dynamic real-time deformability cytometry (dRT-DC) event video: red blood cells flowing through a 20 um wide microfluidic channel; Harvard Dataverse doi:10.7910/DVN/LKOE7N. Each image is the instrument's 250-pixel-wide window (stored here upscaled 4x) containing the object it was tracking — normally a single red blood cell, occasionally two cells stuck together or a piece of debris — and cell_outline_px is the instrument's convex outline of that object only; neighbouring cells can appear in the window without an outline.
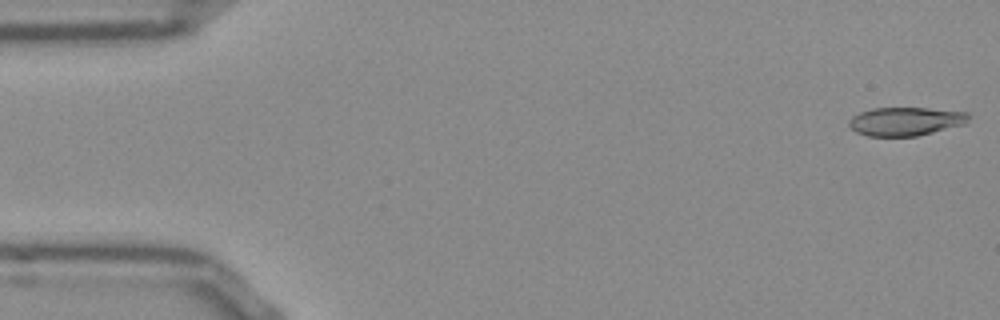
{"species": "Egyptian fruit bat (a non-hibernating species)", "species_latin": "Rousettus aegyptiacus", "temperature_condition": "room temperature", "stored_images_in_passage": 52, "camera_frame_rate_fps": 3000, "um_per_image_px": 0.085, "frame": {"image": 1, "passage_image": 1, "time_ms": 0.0, "image_size_px": [1000, 320], "cell_outline_px": [[972, 116], [964, 124], [916, 136], [868, 136], [856, 132], [848, 124], [848, 120], [852, 116], [860, 112], [872, 108], [928, 108], [968, 112]], "centroid_in_image_um": [76.97, 10.31], "position_along_channel_um": 8.0, "area_um2": 19.88}}
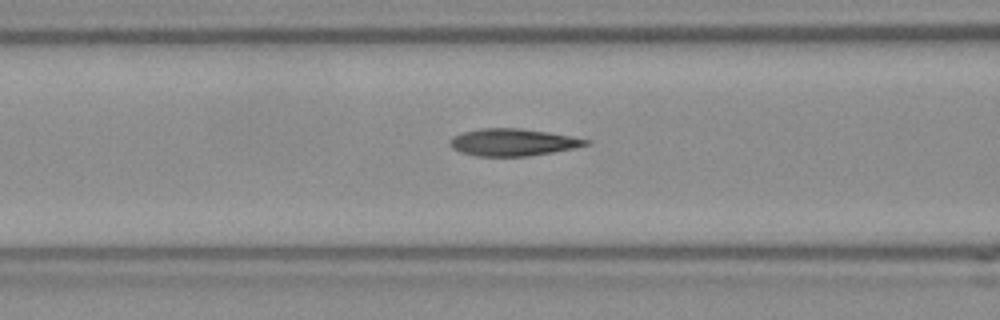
{"frame": {"image": 2, "passage_image": 20, "time_ms": 6.333, "image_size_px": [1000, 320], "cell_outline_px": [[592, 140], [588, 144], [572, 148], [552, 152], [528, 156], [476, 156], [460, 152], [452, 148], [448, 144], [448, 140], [452, 136], [464, 132], [480, 128], [520, 128], [548, 132]], "centroid_in_image_um": [43.53, 12.09], "position_along_channel_um": 123.1, "area_um2": 21.5}}
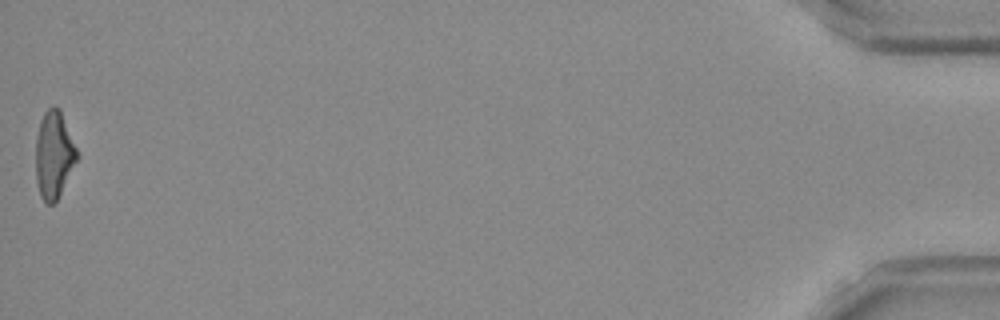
{"frame": {"image": 3, "passage_image": 52, "time_ms": 17.0, "image_size_px": [1000, 320], "cell_outline_px": [[80, 156], [56, 200], [52, 204], [48, 204], [40, 196], [36, 180], [36, 136], [40, 120], [44, 112], [52, 104], [60, 108]], "centroid_in_image_um": [4.59, 13.11], "position_along_channel_um": 430.6, "area_um2": 21.1}, "authors_computed_cell_mechanics": {"area_um2": 21.2704, "velocity_mm_per_s": 3.852, "shape_relaxation_time_tau1_ms": 6.886, "shape_relaxation_time_tau2_ms": 2.6904, "deformation_change_tau1": 0.2279, "deformation_change_tau2": 0.1134}}